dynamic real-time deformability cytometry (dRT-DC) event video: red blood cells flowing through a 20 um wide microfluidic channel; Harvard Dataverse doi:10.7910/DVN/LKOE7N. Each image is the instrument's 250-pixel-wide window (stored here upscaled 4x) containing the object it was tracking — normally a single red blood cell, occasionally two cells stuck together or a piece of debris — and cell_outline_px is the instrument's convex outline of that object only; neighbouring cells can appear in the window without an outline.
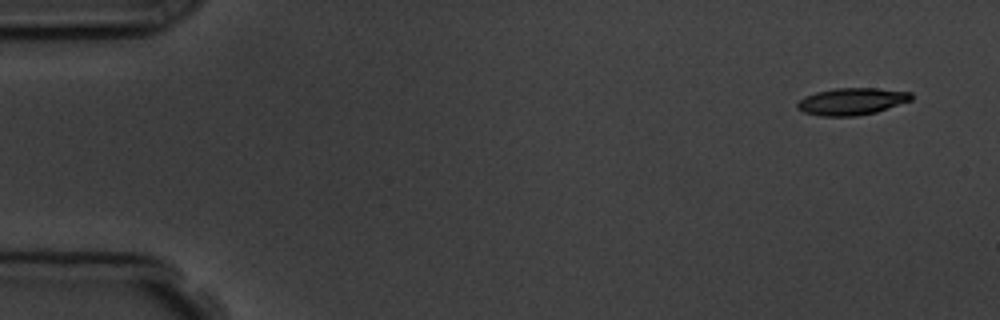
{"species": "common noctule bat (a hibernating species)", "species_latin": "Nyctalus noctula", "temperature_condition": "room temperature", "stored_images_in_passage": 8, "camera_frame_rate_fps": 3000, "um_per_image_px": 0.085, "animal": {"sex": "male", "body_mass_g": 19.5, "forearm_length_mm": 54.6}, "frame": {"image": 1, "passage_image": 1, "time_ms": 0.0, "image_size_px": [1000, 320], "cell_outline_px": [[912, 100], [876, 112], [856, 116], [820, 116], [804, 112], [796, 108], [796, 104], [804, 96], [816, 92], [836, 88], [876, 88], [912, 92]], "centroid_in_image_um": [72.39, 8.62], "position_along_channel_um": 12.6, "area_um2": 17.98}}
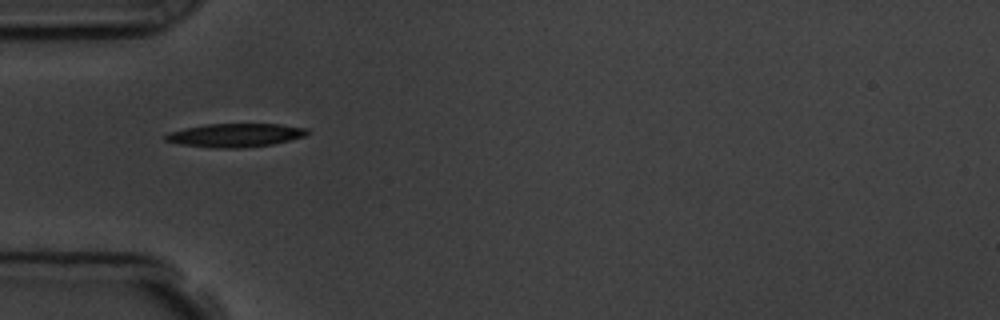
{"frame": {"image": 2, "passage_image": 5, "time_ms": 4.667, "image_size_px": [1000, 320], "cell_outline_px": [[308, 132], [304, 136], [272, 144], [244, 148], [212, 148], [180, 144], [164, 140], [164, 136], [168, 132], [184, 128], [204, 124], [280, 124], [308, 128]], "centroid_in_image_um": [19.96, 11.49], "position_along_channel_um": 65.0, "area_um2": 19.48}}